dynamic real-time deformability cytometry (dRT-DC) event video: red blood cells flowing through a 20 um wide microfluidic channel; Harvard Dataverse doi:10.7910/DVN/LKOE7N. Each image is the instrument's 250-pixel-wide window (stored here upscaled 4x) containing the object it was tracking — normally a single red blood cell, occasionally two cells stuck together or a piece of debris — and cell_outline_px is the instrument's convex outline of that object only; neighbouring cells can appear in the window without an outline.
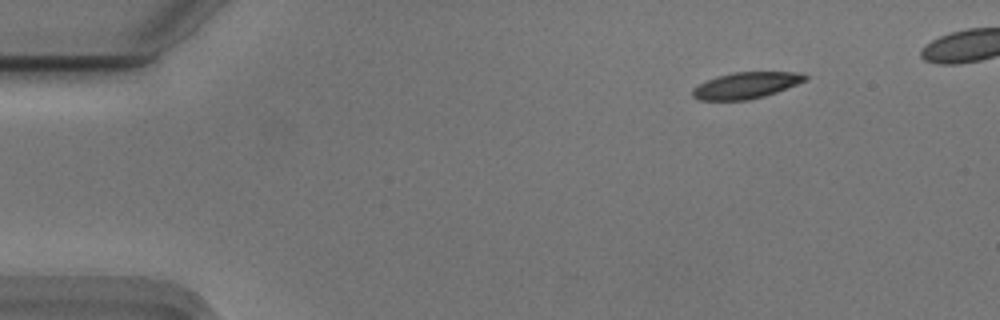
{"species": "Egyptian fruit bat (a non-hibernating species)", "species_latin": "Rousettus aegyptiacus", "temperature_condition": "cold", "stored_images_in_passage": 15, "camera_frame_rate_fps": 3000, "um_per_image_px": 0.085, "animal": {"sex": "male"}, "frame": {"image": 1, "passage_image": 1, "time_ms": 0.0, "image_size_px": [1000, 320], "cell_outline_px": [[808, 80], [776, 92], [764, 96], [748, 100], [696, 100], [692, 96], [692, 88], [716, 76], [732, 72], [800, 72], [808, 76]], "centroid_in_image_um": [63.41, 7.25], "position_along_channel_um": 21.6, "area_um2": 17.34}}
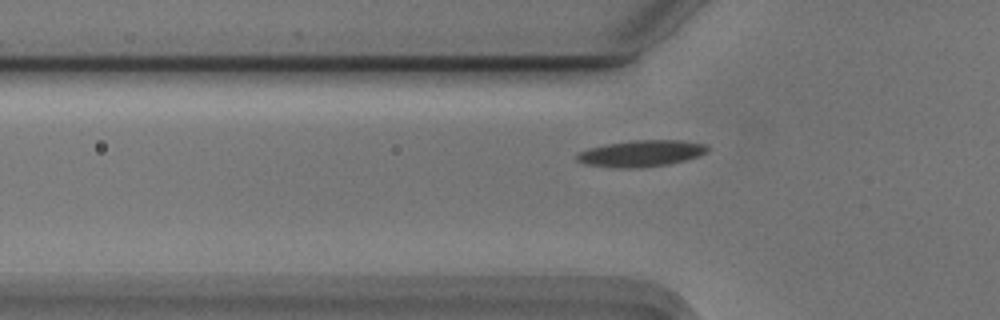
{"frame": {"image": 2, "passage_image": 12, "time_ms": 3.667, "image_size_px": [1000, 320], "cell_outline_px": [[708, 152], [684, 160], [668, 164], [640, 168], [612, 168], [584, 164], [576, 160], [576, 152], [588, 148], [608, 144], [632, 140], [680, 140], [704, 144], [708, 148]], "centroid_in_image_um": [54.43, 13.05], "position_along_channel_um": 71.4, "area_um2": 20.17}}